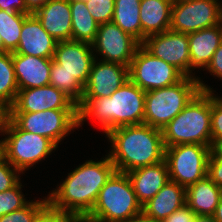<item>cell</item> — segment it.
Returning <instances> with one entry per match:
<instances>
[{
    "label": "cell",
    "mask_w": 222,
    "mask_h": 222,
    "mask_svg": "<svg viewBox=\"0 0 222 222\" xmlns=\"http://www.w3.org/2000/svg\"><path fill=\"white\" fill-rule=\"evenodd\" d=\"M106 137L111 143L108 156L116 171L128 173L164 161L162 130L150 125L121 126L106 133Z\"/></svg>",
    "instance_id": "cell-2"
},
{
    "label": "cell",
    "mask_w": 222,
    "mask_h": 222,
    "mask_svg": "<svg viewBox=\"0 0 222 222\" xmlns=\"http://www.w3.org/2000/svg\"><path fill=\"white\" fill-rule=\"evenodd\" d=\"M29 14L0 9L2 52H14L18 47L23 21Z\"/></svg>",
    "instance_id": "cell-27"
},
{
    "label": "cell",
    "mask_w": 222,
    "mask_h": 222,
    "mask_svg": "<svg viewBox=\"0 0 222 222\" xmlns=\"http://www.w3.org/2000/svg\"><path fill=\"white\" fill-rule=\"evenodd\" d=\"M53 60L85 86L95 55L90 43L66 40L57 42Z\"/></svg>",
    "instance_id": "cell-16"
},
{
    "label": "cell",
    "mask_w": 222,
    "mask_h": 222,
    "mask_svg": "<svg viewBox=\"0 0 222 222\" xmlns=\"http://www.w3.org/2000/svg\"><path fill=\"white\" fill-rule=\"evenodd\" d=\"M125 222H160V221H156L155 219L146 216L142 212L139 215H136L133 218H130L128 221H125Z\"/></svg>",
    "instance_id": "cell-42"
},
{
    "label": "cell",
    "mask_w": 222,
    "mask_h": 222,
    "mask_svg": "<svg viewBox=\"0 0 222 222\" xmlns=\"http://www.w3.org/2000/svg\"><path fill=\"white\" fill-rule=\"evenodd\" d=\"M219 0H173L170 30L189 34L221 24Z\"/></svg>",
    "instance_id": "cell-11"
},
{
    "label": "cell",
    "mask_w": 222,
    "mask_h": 222,
    "mask_svg": "<svg viewBox=\"0 0 222 222\" xmlns=\"http://www.w3.org/2000/svg\"><path fill=\"white\" fill-rule=\"evenodd\" d=\"M57 41L46 32L37 17L31 13L23 21L18 47L13 53L53 58Z\"/></svg>",
    "instance_id": "cell-17"
},
{
    "label": "cell",
    "mask_w": 222,
    "mask_h": 222,
    "mask_svg": "<svg viewBox=\"0 0 222 222\" xmlns=\"http://www.w3.org/2000/svg\"><path fill=\"white\" fill-rule=\"evenodd\" d=\"M48 203V198L30 201L22 209L0 217V222H32L34 216Z\"/></svg>",
    "instance_id": "cell-31"
},
{
    "label": "cell",
    "mask_w": 222,
    "mask_h": 222,
    "mask_svg": "<svg viewBox=\"0 0 222 222\" xmlns=\"http://www.w3.org/2000/svg\"><path fill=\"white\" fill-rule=\"evenodd\" d=\"M142 45L155 57L173 65L184 76L189 77L188 34L166 30L145 38Z\"/></svg>",
    "instance_id": "cell-13"
},
{
    "label": "cell",
    "mask_w": 222,
    "mask_h": 222,
    "mask_svg": "<svg viewBox=\"0 0 222 222\" xmlns=\"http://www.w3.org/2000/svg\"><path fill=\"white\" fill-rule=\"evenodd\" d=\"M2 140V155L14 168L24 171L56 150L58 147L47 137L21 130L9 117Z\"/></svg>",
    "instance_id": "cell-7"
},
{
    "label": "cell",
    "mask_w": 222,
    "mask_h": 222,
    "mask_svg": "<svg viewBox=\"0 0 222 222\" xmlns=\"http://www.w3.org/2000/svg\"><path fill=\"white\" fill-rule=\"evenodd\" d=\"M146 92L129 79L110 97L82 99L77 105L78 128L95 119L106 134L121 126L142 124Z\"/></svg>",
    "instance_id": "cell-3"
},
{
    "label": "cell",
    "mask_w": 222,
    "mask_h": 222,
    "mask_svg": "<svg viewBox=\"0 0 222 222\" xmlns=\"http://www.w3.org/2000/svg\"><path fill=\"white\" fill-rule=\"evenodd\" d=\"M98 57L92 63L82 99L110 97L128 79V67L120 63L105 62Z\"/></svg>",
    "instance_id": "cell-15"
},
{
    "label": "cell",
    "mask_w": 222,
    "mask_h": 222,
    "mask_svg": "<svg viewBox=\"0 0 222 222\" xmlns=\"http://www.w3.org/2000/svg\"><path fill=\"white\" fill-rule=\"evenodd\" d=\"M95 58L101 55L102 61L120 63L129 67L140 43L130 34L124 32L117 24L107 22L100 24L91 43Z\"/></svg>",
    "instance_id": "cell-12"
},
{
    "label": "cell",
    "mask_w": 222,
    "mask_h": 222,
    "mask_svg": "<svg viewBox=\"0 0 222 222\" xmlns=\"http://www.w3.org/2000/svg\"><path fill=\"white\" fill-rule=\"evenodd\" d=\"M213 217L217 222H222V196L220 198L218 206L216 207Z\"/></svg>",
    "instance_id": "cell-44"
},
{
    "label": "cell",
    "mask_w": 222,
    "mask_h": 222,
    "mask_svg": "<svg viewBox=\"0 0 222 222\" xmlns=\"http://www.w3.org/2000/svg\"><path fill=\"white\" fill-rule=\"evenodd\" d=\"M212 146L180 144L165 147V162L171 181L187 188L207 175Z\"/></svg>",
    "instance_id": "cell-9"
},
{
    "label": "cell",
    "mask_w": 222,
    "mask_h": 222,
    "mask_svg": "<svg viewBox=\"0 0 222 222\" xmlns=\"http://www.w3.org/2000/svg\"><path fill=\"white\" fill-rule=\"evenodd\" d=\"M214 96L216 97V99L222 104V97H219L217 95L214 94Z\"/></svg>",
    "instance_id": "cell-47"
},
{
    "label": "cell",
    "mask_w": 222,
    "mask_h": 222,
    "mask_svg": "<svg viewBox=\"0 0 222 222\" xmlns=\"http://www.w3.org/2000/svg\"><path fill=\"white\" fill-rule=\"evenodd\" d=\"M72 21V40L92 43L99 24L88 11L85 1L69 0Z\"/></svg>",
    "instance_id": "cell-25"
},
{
    "label": "cell",
    "mask_w": 222,
    "mask_h": 222,
    "mask_svg": "<svg viewBox=\"0 0 222 222\" xmlns=\"http://www.w3.org/2000/svg\"><path fill=\"white\" fill-rule=\"evenodd\" d=\"M207 176L222 188V146L212 149L208 160Z\"/></svg>",
    "instance_id": "cell-36"
},
{
    "label": "cell",
    "mask_w": 222,
    "mask_h": 222,
    "mask_svg": "<svg viewBox=\"0 0 222 222\" xmlns=\"http://www.w3.org/2000/svg\"><path fill=\"white\" fill-rule=\"evenodd\" d=\"M20 174L3 155L0 156V192L16 186L20 182Z\"/></svg>",
    "instance_id": "cell-34"
},
{
    "label": "cell",
    "mask_w": 222,
    "mask_h": 222,
    "mask_svg": "<svg viewBox=\"0 0 222 222\" xmlns=\"http://www.w3.org/2000/svg\"><path fill=\"white\" fill-rule=\"evenodd\" d=\"M142 213L127 173L115 171L99 191L93 209L86 215L96 222H125Z\"/></svg>",
    "instance_id": "cell-6"
},
{
    "label": "cell",
    "mask_w": 222,
    "mask_h": 222,
    "mask_svg": "<svg viewBox=\"0 0 222 222\" xmlns=\"http://www.w3.org/2000/svg\"><path fill=\"white\" fill-rule=\"evenodd\" d=\"M185 204L186 188L170 180L142 206V212L156 221L163 222Z\"/></svg>",
    "instance_id": "cell-22"
},
{
    "label": "cell",
    "mask_w": 222,
    "mask_h": 222,
    "mask_svg": "<svg viewBox=\"0 0 222 222\" xmlns=\"http://www.w3.org/2000/svg\"><path fill=\"white\" fill-rule=\"evenodd\" d=\"M116 171L108 155L102 160H86L68 173L66 179L49 192L48 202L61 212L86 216L97 200L99 191Z\"/></svg>",
    "instance_id": "cell-1"
},
{
    "label": "cell",
    "mask_w": 222,
    "mask_h": 222,
    "mask_svg": "<svg viewBox=\"0 0 222 222\" xmlns=\"http://www.w3.org/2000/svg\"><path fill=\"white\" fill-rule=\"evenodd\" d=\"M189 40V77L196 78L192 75L194 69H207L212 60L214 52L222 43V24L209 28H204L188 34Z\"/></svg>",
    "instance_id": "cell-20"
},
{
    "label": "cell",
    "mask_w": 222,
    "mask_h": 222,
    "mask_svg": "<svg viewBox=\"0 0 222 222\" xmlns=\"http://www.w3.org/2000/svg\"><path fill=\"white\" fill-rule=\"evenodd\" d=\"M0 9L12 12H22L31 14L24 4L23 0H0Z\"/></svg>",
    "instance_id": "cell-39"
},
{
    "label": "cell",
    "mask_w": 222,
    "mask_h": 222,
    "mask_svg": "<svg viewBox=\"0 0 222 222\" xmlns=\"http://www.w3.org/2000/svg\"><path fill=\"white\" fill-rule=\"evenodd\" d=\"M23 1H24V4L26 5L27 10L30 13H34L41 6L48 3L50 0H23Z\"/></svg>",
    "instance_id": "cell-40"
},
{
    "label": "cell",
    "mask_w": 222,
    "mask_h": 222,
    "mask_svg": "<svg viewBox=\"0 0 222 222\" xmlns=\"http://www.w3.org/2000/svg\"><path fill=\"white\" fill-rule=\"evenodd\" d=\"M77 215L61 212L49 202L34 216L32 222H71Z\"/></svg>",
    "instance_id": "cell-35"
},
{
    "label": "cell",
    "mask_w": 222,
    "mask_h": 222,
    "mask_svg": "<svg viewBox=\"0 0 222 222\" xmlns=\"http://www.w3.org/2000/svg\"><path fill=\"white\" fill-rule=\"evenodd\" d=\"M193 222H217L213 216L195 215Z\"/></svg>",
    "instance_id": "cell-43"
},
{
    "label": "cell",
    "mask_w": 222,
    "mask_h": 222,
    "mask_svg": "<svg viewBox=\"0 0 222 222\" xmlns=\"http://www.w3.org/2000/svg\"><path fill=\"white\" fill-rule=\"evenodd\" d=\"M194 216L193 211L185 204L163 222H193Z\"/></svg>",
    "instance_id": "cell-37"
},
{
    "label": "cell",
    "mask_w": 222,
    "mask_h": 222,
    "mask_svg": "<svg viewBox=\"0 0 222 222\" xmlns=\"http://www.w3.org/2000/svg\"><path fill=\"white\" fill-rule=\"evenodd\" d=\"M50 85L56 87L68 95L77 105L83 98L84 86L66 71L61 69V65L54 60L50 70Z\"/></svg>",
    "instance_id": "cell-29"
},
{
    "label": "cell",
    "mask_w": 222,
    "mask_h": 222,
    "mask_svg": "<svg viewBox=\"0 0 222 222\" xmlns=\"http://www.w3.org/2000/svg\"><path fill=\"white\" fill-rule=\"evenodd\" d=\"M173 0H141V44L145 38L170 29Z\"/></svg>",
    "instance_id": "cell-23"
},
{
    "label": "cell",
    "mask_w": 222,
    "mask_h": 222,
    "mask_svg": "<svg viewBox=\"0 0 222 222\" xmlns=\"http://www.w3.org/2000/svg\"><path fill=\"white\" fill-rule=\"evenodd\" d=\"M129 80L145 92L179 82L184 75L173 65L152 55L142 44L128 67Z\"/></svg>",
    "instance_id": "cell-10"
},
{
    "label": "cell",
    "mask_w": 222,
    "mask_h": 222,
    "mask_svg": "<svg viewBox=\"0 0 222 222\" xmlns=\"http://www.w3.org/2000/svg\"><path fill=\"white\" fill-rule=\"evenodd\" d=\"M211 91V137L212 148L222 146V104Z\"/></svg>",
    "instance_id": "cell-33"
},
{
    "label": "cell",
    "mask_w": 222,
    "mask_h": 222,
    "mask_svg": "<svg viewBox=\"0 0 222 222\" xmlns=\"http://www.w3.org/2000/svg\"><path fill=\"white\" fill-rule=\"evenodd\" d=\"M208 70L211 75L216 76L222 80V43L214 52L211 62L209 63L206 71Z\"/></svg>",
    "instance_id": "cell-38"
},
{
    "label": "cell",
    "mask_w": 222,
    "mask_h": 222,
    "mask_svg": "<svg viewBox=\"0 0 222 222\" xmlns=\"http://www.w3.org/2000/svg\"><path fill=\"white\" fill-rule=\"evenodd\" d=\"M0 52H2V40H1V37H0Z\"/></svg>",
    "instance_id": "cell-49"
},
{
    "label": "cell",
    "mask_w": 222,
    "mask_h": 222,
    "mask_svg": "<svg viewBox=\"0 0 222 222\" xmlns=\"http://www.w3.org/2000/svg\"><path fill=\"white\" fill-rule=\"evenodd\" d=\"M138 202L143 206L170 181L167 164L164 161L134 169L127 173Z\"/></svg>",
    "instance_id": "cell-21"
},
{
    "label": "cell",
    "mask_w": 222,
    "mask_h": 222,
    "mask_svg": "<svg viewBox=\"0 0 222 222\" xmlns=\"http://www.w3.org/2000/svg\"><path fill=\"white\" fill-rule=\"evenodd\" d=\"M12 60L19 89L50 85L53 58H41L12 52Z\"/></svg>",
    "instance_id": "cell-18"
},
{
    "label": "cell",
    "mask_w": 222,
    "mask_h": 222,
    "mask_svg": "<svg viewBox=\"0 0 222 222\" xmlns=\"http://www.w3.org/2000/svg\"><path fill=\"white\" fill-rule=\"evenodd\" d=\"M71 222H96L87 216H76Z\"/></svg>",
    "instance_id": "cell-45"
},
{
    "label": "cell",
    "mask_w": 222,
    "mask_h": 222,
    "mask_svg": "<svg viewBox=\"0 0 222 222\" xmlns=\"http://www.w3.org/2000/svg\"><path fill=\"white\" fill-rule=\"evenodd\" d=\"M9 118L21 130L47 137L57 147L64 137L78 128L77 109L9 112Z\"/></svg>",
    "instance_id": "cell-8"
},
{
    "label": "cell",
    "mask_w": 222,
    "mask_h": 222,
    "mask_svg": "<svg viewBox=\"0 0 222 222\" xmlns=\"http://www.w3.org/2000/svg\"><path fill=\"white\" fill-rule=\"evenodd\" d=\"M222 196V188L207 175L186 188V205L195 215L213 216Z\"/></svg>",
    "instance_id": "cell-24"
},
{
    "label": "cell",
    "mask_w": 222,
    "mask_h": 222,
    "mask_svg": "<svg viewBox=\"0 0 222 222\" xmlns=\"http://www.w3.org/2000/svg\"><path fill=\"white\" fill-rule=\"evenodd\" d=\"M212 91L197 77L184 76L176 84L146 92L143 123L162 130L200 91Z\"/></svg>",
    "instance_id": "cell-5"
},
{
    "label": "cell",
    "mask_w": 222,
    "mask_h": 222,
    "mask_svg": "<svg viewBox=\"0 0 222 222\" xmlns=\"http://www.w3.org/2000/svg\"><path fill=\"white\" fill-rule=\"evenodd\" d=\"M218 2H219V9H220V20H221V24H222V4H221L222 1H218Z\"/></svg>",
    "instance_id": "cell-46"
},
{
    "label": "cell",
    "mask_w": 222,
    "mask_h": 222,
    "mask_svg": "<svg viewBox=\"0 0 222 222\" xmlns=\"http://www.w3.org/2000/svg\"><path fill=\"white\" fill-rule=\"evenodd\" d=\"M165 147L180 144L212 146L211 91L200 90L163 129Z\"/></svg>",
    "instance_id": "cell-4"
},
{
    "label": "cell",
    "mask_w": 222,
    "mask_h": 222,
    "mask_svg": "<svg viewBox=\"0 0 222 222\" xmlns=\"http://www.w3.org/2000/svg\"><path fill=\"white\" fill-rule=\"evenodd\" d=\"M2 155V140H0V156Z\"/></svg>",
    "instance_id": "cell-48"
},
{
    "label": "cell",
    "mask_w": 222,
    "mask_h": 222,
    "mask_svg": "<svg viewBox=\"0 0 222 222\" xmlns=\"http://www.w3.org/2000/svg\"><path fill=\"white\" fill-rule=\"evenodd\" d=\"M9 117V110L0 103V133L3 135L6 121Z\"/></svg>",
    "instance_id": "cell-41"
},
{
    "label": "cell",
    "mask_w": 222,
    "mask_h": 222,
    "mask_svg": "<svg viewBox=\"0 0 222 222\" xmlns=\"http://www.w3.org/2000/svg\"><path fill=\"white\" fill-rule=\"evenodd\" d=\"M18 90L12 52H0V103L9 109L16 99Z\"/></svg>",
    "instance_id": "cell-28"
},
{
    "label": "cell",
    "mask_w": 222,
    "mask_h": 222,
    "mask_svg": "<svg viewBox=\"0 0 222 222\" xmlns=\"http://www.w3.org/2000/svg\"><path fill=\"white\" fill-rule=\"evenodd\" d=\"M42 27L57 42L72 40L69 0H50L33 13Z\"/></svg>",
    "instance_id": "cell-19"
},
{
    "label": "cell",
    "mask_w": 222,
    "mask_h": 222,
    "mask_svg": "<svg viewBox=\"0 0 222 222\" xmlns=\"http://www.w3.org/2000/svg\"><path fill=\"white\" fill-rule=\"evenodd\" d=\"M140 3L141 0H115L112 22L141 44Z\"/></svg>",
    "instance_id": "cell-26"
},
{
    "label": "cell",
    "mask_w": 222,
    "mask_h": 222,
    "mask_svg": "<svg viewBox=\"0 0 222 222\" xmlns=\"http://www.w3.org/2000/svg\"><path fill=\"white\" fill-rule=\"evenodd\" d=\"M85 3L93 19L99 25L112 22L115 0H87Z\"/></svg>",
    "instance_id": "cell-32"
},
{
    "label": "cell",
    "mask_w": 222,
    "mask_h": 222,
    "mask_svg": "<svg viewBox=\"0 0 222 222\" xmlns=\"http://www.w3.org/2000/svg\"><path fill=\"white\" fill-rule=\"evenodd\" d=\"M48 109H77V104L63 91L47 85L19 89L9 112H38Z\"/></svg>",
    "instance_id": "cell-14"
},
{
    "label": "cell",
    "mask_w": 222,
    "mask_h": 222,
    "mask_svg": "<svg viewBox=\"0 0 222 222\" xmlns=\"http://www.w3.org/2000/svg\"><path fill=\"white\" fill-rule=\"evenodd\" d=\"M21 181L14 187L4 192H0V217L13 211L22 209L30 201H26L21 190Z\"/></svg>",
    "instance_id": "cell-30"
}]
</instances>
